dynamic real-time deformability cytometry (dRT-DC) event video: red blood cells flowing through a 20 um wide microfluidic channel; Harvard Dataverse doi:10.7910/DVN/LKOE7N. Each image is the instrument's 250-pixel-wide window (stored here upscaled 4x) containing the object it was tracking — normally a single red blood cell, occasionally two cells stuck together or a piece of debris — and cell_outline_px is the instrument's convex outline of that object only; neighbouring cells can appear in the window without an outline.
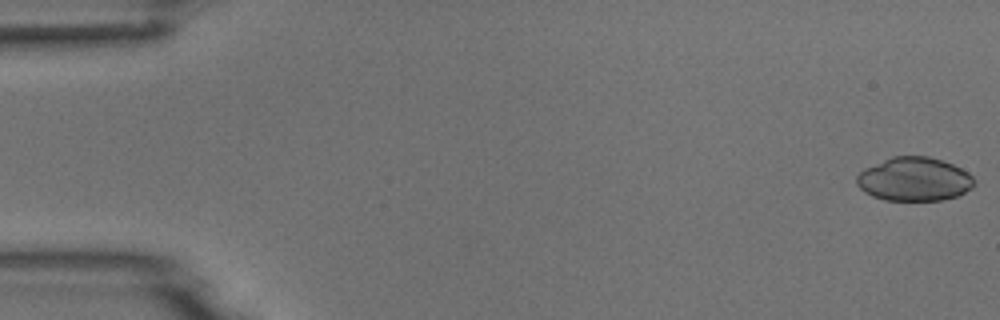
{"species": "common noctule bat (a hibernating species)", "species_latin": "Nyctalus noctula", "temperature_condition": "room temperature", "stored_images_in_passage": 5, "camera_frame_rate_fps": 3000, "um_per_image_px": 0.085, "animal": {"sex": "male", "body_mass_g": 18.8}, "frame": {"image": 1, "passage_image": 1, "time_ms": 0.0, "image_size_px": [1000, 320], "cell_outline_px": [[972, 188], [960, 196], [940, 200], [884, 200], [872, 196], [864, 192], [856, 184], [856, 176], [864, 168], [892, 156], [928, 156], [952, 164], [968, 172], [972, 176]], "centroid_in_image_um": [77.68, 15.24], "position_along_channel_um": 7.3, "area_um2": 29.94}}